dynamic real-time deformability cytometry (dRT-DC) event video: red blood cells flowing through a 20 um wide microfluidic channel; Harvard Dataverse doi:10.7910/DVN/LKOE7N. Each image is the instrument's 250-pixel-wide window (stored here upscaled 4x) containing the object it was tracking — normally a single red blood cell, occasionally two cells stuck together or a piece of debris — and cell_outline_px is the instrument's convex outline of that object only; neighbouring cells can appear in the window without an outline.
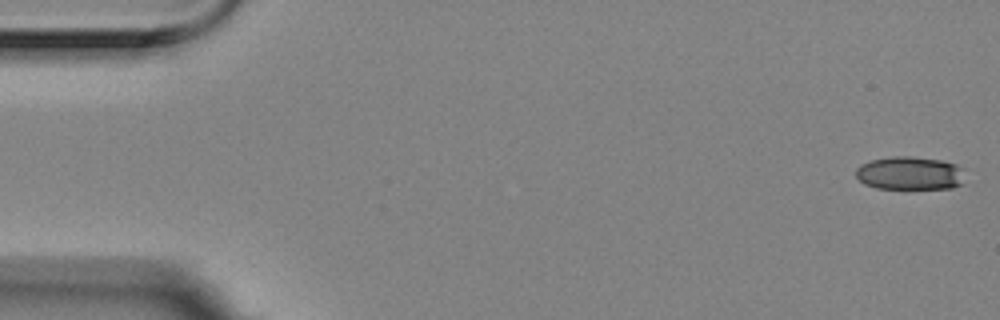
{"species": "Egyptian fruit bat (a non-hibernating species)", "species_latin": "Rousettus aegyptiacus", "temperature_condition": "room temperature", "stored_images_in_passage": 7, "camera_frame_rate_fps": 3000, "um_per_image_px": 0.085, "animal": {"sex": "female"}, "frame": {"image": 1, "passage_image": 1, "time_ms": 0.0, "image_size_px": [1000, 320], "cell_outline_px": [[964, 184], [952, 188], [876, 188], [864, 184], [856, 176], [856, 168], [860, 164], [872, 160], [888, 156], [912, 156], [940, 160], [960, 164], [964, 168]], "centroid_in_image_um": [77.38, 14.71], "position_along_channel_um": 7.6, "area_um2": 21.56}}
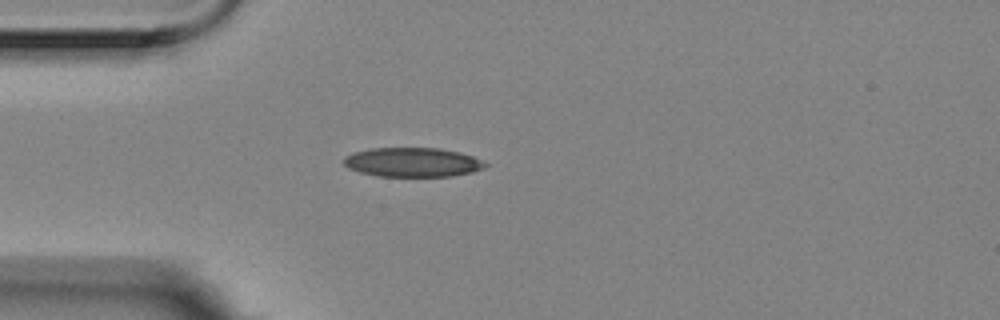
{"frame": {"image": 2, "passage_image": 5, "time_ms": 1.333, "image_size_px": [1000, 320], "cell_outline_px": [[488, 164], [484, 168], [472, 172], [452, 176], [376, 176], [360, 172], [348, 168], [344, 164], [344, 156], [352, 152], [372, 148], [440, 148], [460, 152], [472, 156]], "centroid_in_image_um": [35.05, 13.79], "position_along_channel_um": 50.0, "area_um2": 24.16}}
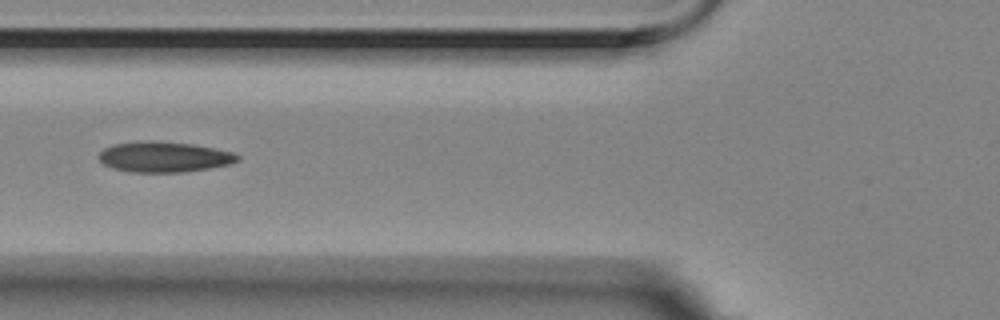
{"frame": {"image": 3, "passage_image": 7, "time_ms": 2.0, "image_size_px": [1000, 320], "cell_outline_px": [[240, 160], [228, 164], [208, 168], [184, 172], [128, 172], [112, 168], [104, 164], [96, 156], [104, 148], [112, 144], [148, 140], [152, 140], [192, 144], [232, 152], [240, 156]], "centroid_in_image_um": [13.89, 13.33], "position_along_channel_um": 111.9, "area_um2": 24.68}}